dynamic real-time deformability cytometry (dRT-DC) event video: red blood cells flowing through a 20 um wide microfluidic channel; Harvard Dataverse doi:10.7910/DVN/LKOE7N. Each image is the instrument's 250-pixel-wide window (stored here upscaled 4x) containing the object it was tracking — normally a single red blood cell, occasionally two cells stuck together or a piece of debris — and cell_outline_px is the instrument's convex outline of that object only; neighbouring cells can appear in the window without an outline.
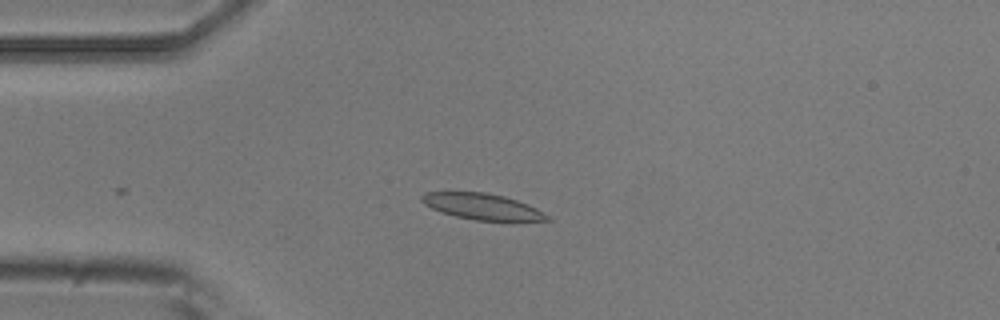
{"species": "common noctule bat (a hibernating species)", "species_latin": "Nyctalus noctula", "temperature_condition": "room temperature", "stored_images_in_passage": 16, "camera_frame_rate_fps": 3000, "um_per_image_px": 0.085, "animal": {"sex": "male", "body_mass_g": 20.5, "forearm_length_mm": 52.5}, "frame": {"image": 1, "passage_image": 1, "time_ms": 0.0, "image_size_px": [1000, 320], "cell_outline_px": [[552, 220], [476, 220], [456, 216], [440, 212], [424, 204], [420, 200], [420, 196], [424, 192], [484, 192], [504, 196], [528, 204], [536, 208], [548, 216]], "centroid_in_image_um": [40.93, 17.54], "position_along_channel_um": 44.1, "area_um2": 18.79}}
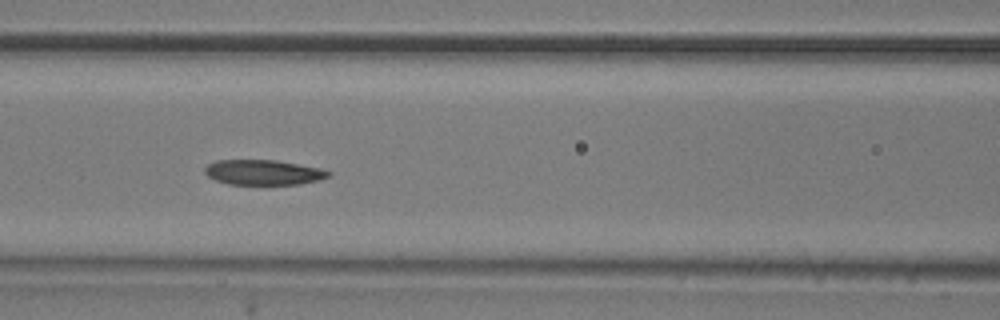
{"frame": {"image": 2, "passage_image": 10, "time_ms": 3.0, "image_size_px": [1000, 320], "cell_outline_px": [[332, 172], [328, 176], [320, 180], [300, 184], [228, 184], [216, 180], [208, 176], [204, 172], [204, 168], [208, 164], [216, 160], [276, 160], [320, 168]], "centroid_in_image_um": [22.38, 14.65], "position_along_channel_um": 144.2, "area_um2": 18.03}}
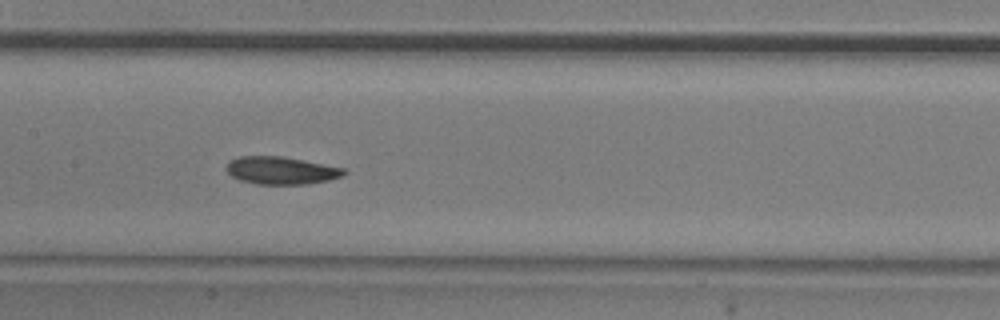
{"frame": {"image": 3, "passage_image": 13, "time_ms": 4.0, "image_size_px": [1000, 320], "cell_outline_px": [[348, 172], [344, 176], [328, 180], [308, 184], [256, 184], [240, 180], [232, 176], [224, 168], [228, 160], [240, 156], [280, 156], [344, 168]], "centroid_in_image_um": [23.87, 14.49], "position_along_channel_um": 183.5, "area_um2": 18.96}}